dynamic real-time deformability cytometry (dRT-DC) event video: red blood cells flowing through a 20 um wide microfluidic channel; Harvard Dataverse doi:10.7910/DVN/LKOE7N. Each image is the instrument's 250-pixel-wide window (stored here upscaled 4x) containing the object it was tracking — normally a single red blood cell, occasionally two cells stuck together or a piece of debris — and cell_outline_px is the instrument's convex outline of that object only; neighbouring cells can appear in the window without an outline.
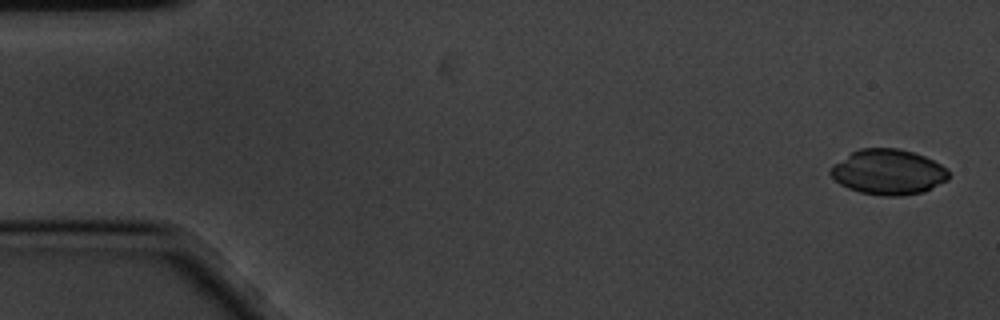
{"species": "common noctule bat (a hibernating species)", "species_latin": "Nyctalus noctula", "temperature_condition": "cold", "stored_images_in_passage": 5, "camera_frame_rate_fps": 3000, "um_per_image_px": 0.085, "animal": {"sex": "male", "body_mass_g": 20.1, "forearm_length_mm": 53.5}, "frame": {"image": 1, "passage_image": 1, "time_ms": 0.0, "image_size_px": [1000, 320], "cell_outline_px": [[948, 180], [924, 192], [900, 196], [880, 196], [860, 192], [848, 188], [840, 184], [828, 172], [832, 164], [852, 152], [860, 148], [896, 148], [912, 152], [924, 156], [948, 168]], "centroid_in_image_um": [75.49, 14.63], "position_along_channel_um": 9.5, "area_um2": 31.27}}